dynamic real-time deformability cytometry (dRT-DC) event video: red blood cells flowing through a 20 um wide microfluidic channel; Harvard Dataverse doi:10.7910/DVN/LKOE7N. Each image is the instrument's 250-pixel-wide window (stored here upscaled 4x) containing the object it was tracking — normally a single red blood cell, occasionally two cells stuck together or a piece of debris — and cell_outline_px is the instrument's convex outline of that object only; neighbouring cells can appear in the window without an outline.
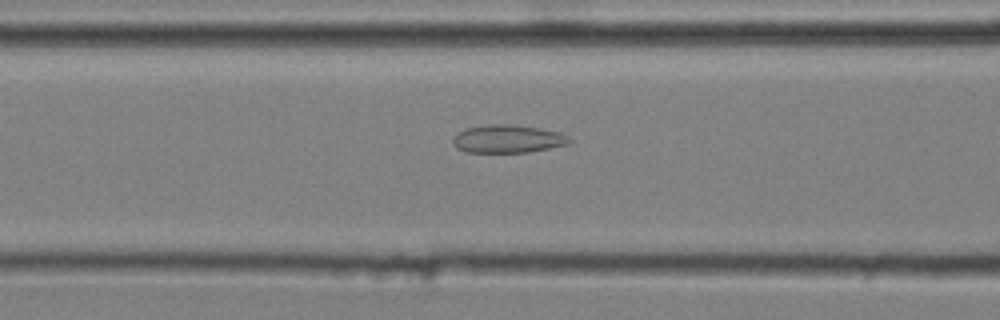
{"species": "common noctule bat (a hibernating species)", "species_latin": "Nyctalus noctula", "temperature_condition": "cold", "stored_images_in_passage": 50, "camera_frame_rate_fps": 3000, "um_per_image_px": 0.085, "animal": {"sex": "male", "body_mass_g": 20.4}, "frame": {"image": 1, "passage_image": 22, "time_ms": 7.0, "image_size_px": [1000, 320], "cell_outline_px": [[572, 140], [568, 144], [528, 152], [464, 152], [456, 148], [452, 144], [452, 136], [464, 128], [492, 124], [508, 124], [540, 128], [560, 132], [568, 136]], "centroid_in_image_um": [43.11, 11.8], "position_along_channel_um": 123.5, "area_um2": 19.13}}
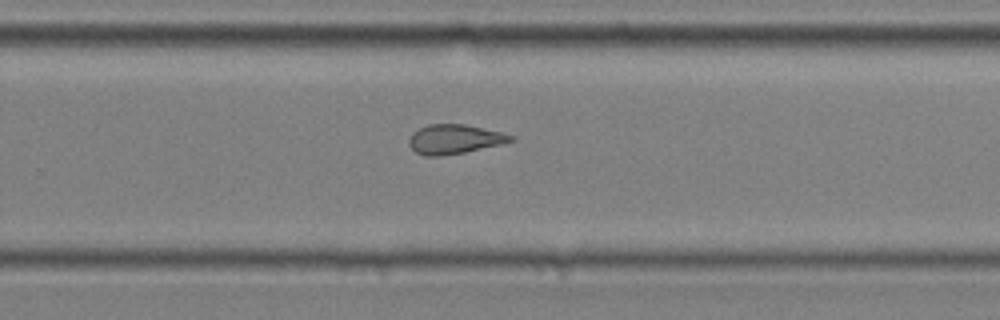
{"frame": {"image": 2, "passage_image": 36, "time_ms": 11.667, "image_size_px": [1000, 320], "cell_outline_px": [[516, 140], [504, 144], [444, 156], [424, 156], [416, 152], [408, 144], [408, 140], [412, 132], [428, 124], [464, 124], [500, 132], [516, 136]], "centroid_in_image_um": [38.64, 11.84], "position_along_channel_um": 291.2, "area_um2": 17.57}}
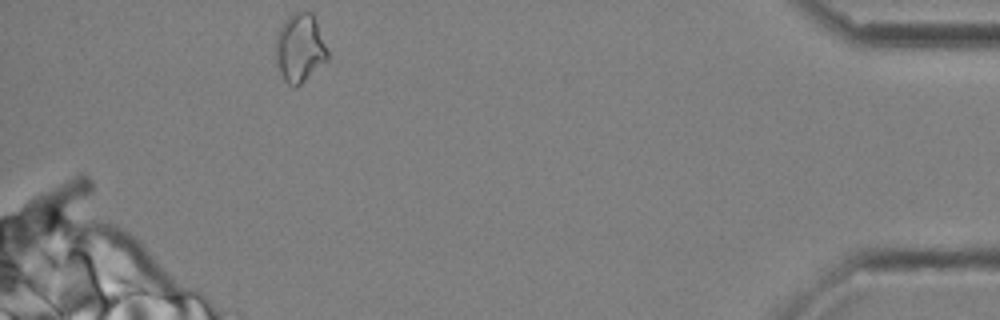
{"frame": {"image": 3, "passage_image": 50, "time_ms": 16.333, "image_size_px": [1000, 320], "cell_outline_px": [[328, 60], [296, 88], [288, 84], [284, 80], [276, 68], [276, 36], [280, 28], [288, 16], [296, 12], [312, 12], [316, 20], [328, 52]], "centroid_in_image_um": [25.48, 4.11], "position_along_channel_um": 409.7, "area_um2": 20.75}, "authors_computed_cell_mechanics": {"area_um2": 18.9584, "velocity_mm_per_s": 3.6003, "shape_relaxation_time_tau1_ms": null, "shape_relaxation_time_tau2_ms": 2.6627, "deformation_change_tau1": null, "deformation_change_tau2": 0.1102}}